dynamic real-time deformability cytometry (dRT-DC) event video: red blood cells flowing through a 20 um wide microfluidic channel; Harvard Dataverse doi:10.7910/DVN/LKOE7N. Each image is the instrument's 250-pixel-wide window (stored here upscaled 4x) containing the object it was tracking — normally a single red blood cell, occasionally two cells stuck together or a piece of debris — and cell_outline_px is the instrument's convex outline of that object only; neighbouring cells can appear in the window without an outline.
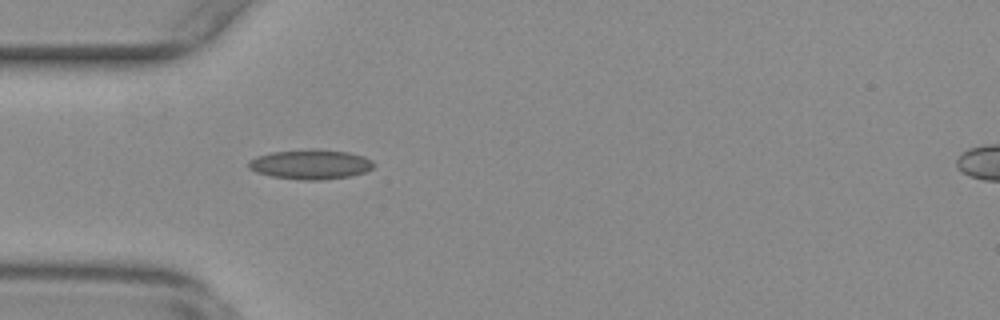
{"species": "common noctule bat (a hibernating species)", "species_latin": "Nyctalus noctula", "temperature_condition": "warm", "stored_images_in_passage": 37, "camera_frame_rate_fps": 3000, "um_per_image_px": 0.085, "animal": {"sex": "female", "body_mass_g": 29.2, "forearm_length_mm": 56.3}, "frame": {"image": 1, "passage_image": 1, "time_ms": 0.0, "image_size_px": [1000, 320], "cell_outline_px": [[376, 164], [372, 168], [364, 172], [348, 176], [320, 180], [300, 180], [272, 176], [256, 172], [248, 168], [248, 160], [256, 156], [272, 152], [312, 148], [316, 148], [348, 152], [364, 156], [372, 160]], "centroid_in_image_um": [26.38, 13.95], "position_along_channel_um": 58.6, "area_um2": 21.85}}
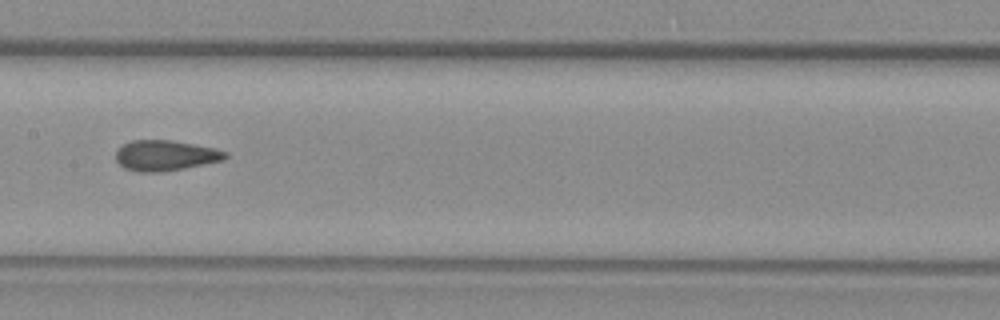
{"frame": {"image": 2, "passage_image": 12, "time_ms": 3.667, "image_size_px": [1000, 320], "cell_outline_px": [[228, 156], [224, 160], [164, 172], [136, 172], [124, 168], [116, 160], [116, 148], [132, 140], [172, 140], [216, 148], [228, 152]], "centroid_in_image_um": [14.05, 13.22], "position_along_channel_um": 193.3, "area_um2": 19.65}}
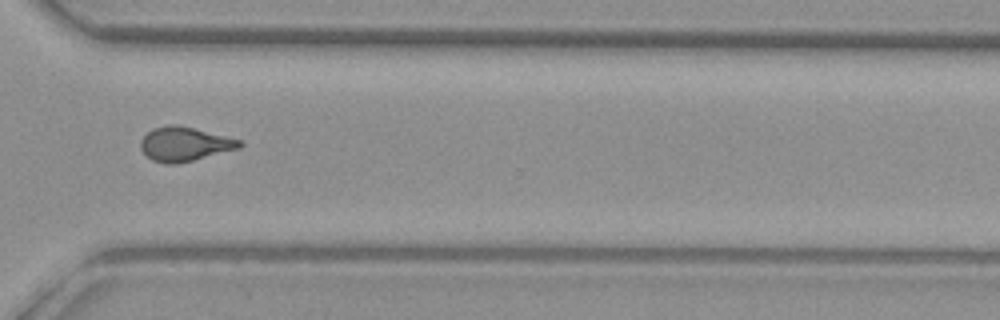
{"frame": {"image": 3, "passage_image": 25, "time_ms": 8.0, "image_size_px": [1000, 320], "cell_outline_px": [[244, 144], [240, 148], [176, 164], [168, 164], [152, 160], [140, 148], [140, 140], [148, 132], [156, 128], [168, 124], [176, 124], [240, 140]], "centroid_in_image_um": [15.67, 12.25], "position_along_channel_um": 354.9, "area_um2": 19.31}, "authors_computed_cell_mechanics": {"area_um2": 19.3052, "velocity_mm_per_s": 3.737, "shape_relaxation_time_tau1_ms": null, "shape_relaxation_time_tau2_ms": 1.2635, "deformation_change_tau1": null, "deformation_change_tau2": 0.0707}}